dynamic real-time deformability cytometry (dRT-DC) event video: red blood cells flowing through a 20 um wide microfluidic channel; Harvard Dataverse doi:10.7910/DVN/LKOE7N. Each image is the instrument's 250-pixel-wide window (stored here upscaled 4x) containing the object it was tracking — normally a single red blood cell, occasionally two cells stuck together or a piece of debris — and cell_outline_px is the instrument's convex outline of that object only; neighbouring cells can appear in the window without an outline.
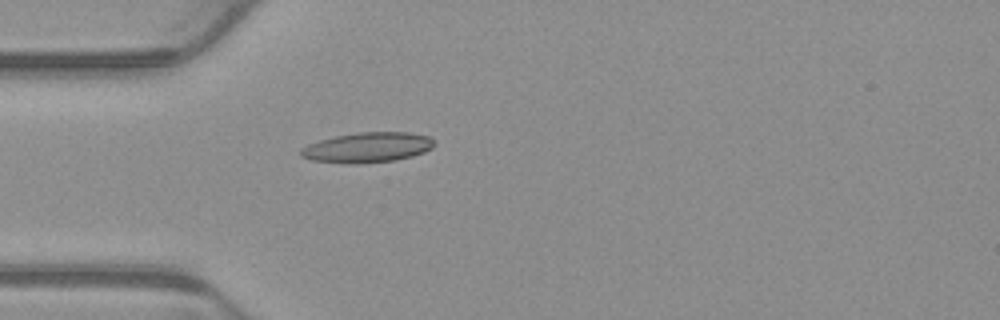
{"species": "common noctule bat (a hibernating species)", "species_latin": "Nyctalus noctula", "temperature_condition": "warm", "stored_images_in_passage": 5, "camera_frame_rate_fps": 3000, "um_per_image_px": 0.085, "animal": {"sex": "male", "body_mass_g": 23.1, "forearm_length_mm": 52.7}, "frame": {"image": 1, "passage_image": 5, "time_ms": 1.333, "image_size_px": [1000, 320], "cell_outline_px": [[436, 144], [432, 148], [424, 152], [412, 156], [396, 160], [356, 164], [352, 164], [312, 160], [300, 156], [300, 148], [308, 144], [320, 140], [336, 136], [360, 132], [408, 132], [428, 136]], "centroid_in_image_um": [31.23, 12.53], "position_along_channel_um": 53.8, "area_um2": 23.41}}